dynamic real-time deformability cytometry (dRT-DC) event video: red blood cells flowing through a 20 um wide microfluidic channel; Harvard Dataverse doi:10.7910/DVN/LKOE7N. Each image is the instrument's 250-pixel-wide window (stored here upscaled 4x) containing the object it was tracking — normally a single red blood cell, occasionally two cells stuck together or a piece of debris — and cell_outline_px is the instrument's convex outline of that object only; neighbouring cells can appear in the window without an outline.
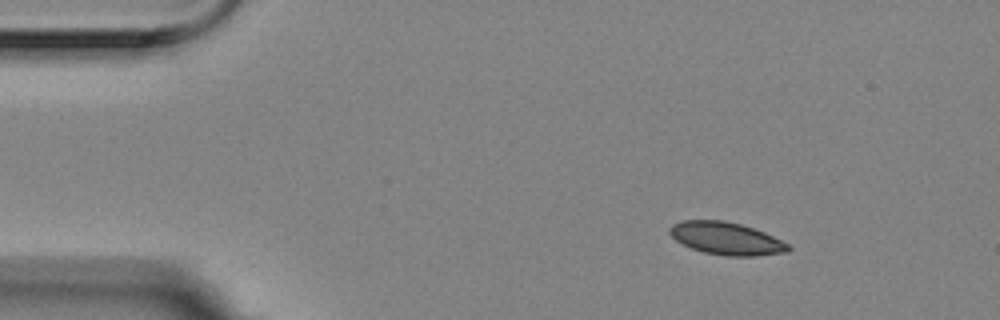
{"species": "Egyptian fruit bat (a non-hibernating species)", "species_latin": "Rousettus aegyptiacus", "temperature_condition": "room temperature", "stored_images_in_passage": 2, "camera_frame_rate_fps": 3000, "um_per_image_px": 0.085, "animal": {"sex": "female"}, "frame": {"image": 1, "passage_image": 1, "time_ms": 0.0, "image_size_px": [1000, 320], "cell_outline_px": [[792, 248], [788, 252], [756, 256], [724, 256], [704, 252], [692, 248], [676, 240], [668, 232], [668, 228], [672, 224], [680, 220], [724, 220], [740, 224], [764, 232], [788, 244]], "centroid_in_image_um": [61.72, 20.27], "position_along_channel_um": 23.3, "area_um2": 22.48}}
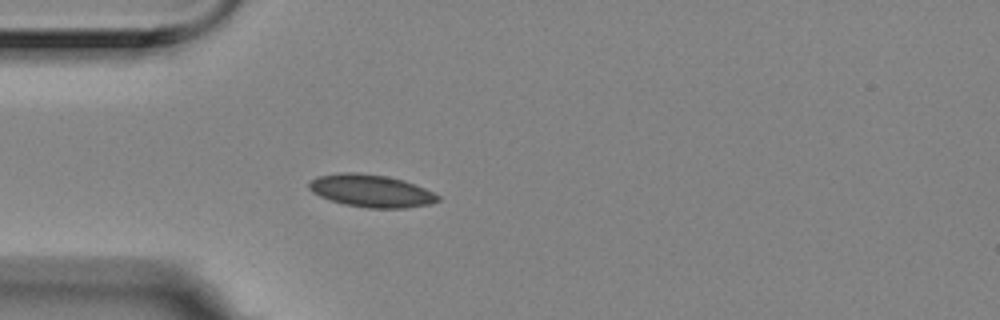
{"frame": {"image": 2, "passage_image": 2, "time_ms": 0.333, "image_size_px": [1000, 320], "cell_outline_px": [[440, 200], [432, 204], [404, 208], [368, 208], [344, 204], [320, 196], [312, 192], [308, 188], [308, 184], [316, 176], [340, 172], [360, 172], [388, 176], [404, 180], [424, 188], [440, 196]], "centroid_in_image_um": [31.55, 16.21], "position_along_channel_um": 53.5, "area_um2": 24.57}}